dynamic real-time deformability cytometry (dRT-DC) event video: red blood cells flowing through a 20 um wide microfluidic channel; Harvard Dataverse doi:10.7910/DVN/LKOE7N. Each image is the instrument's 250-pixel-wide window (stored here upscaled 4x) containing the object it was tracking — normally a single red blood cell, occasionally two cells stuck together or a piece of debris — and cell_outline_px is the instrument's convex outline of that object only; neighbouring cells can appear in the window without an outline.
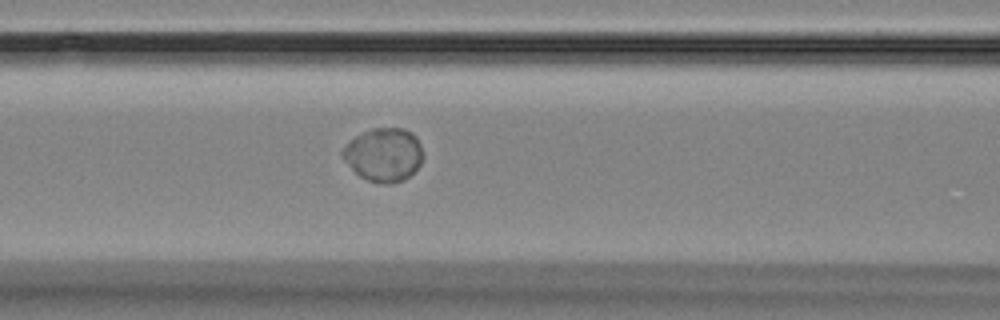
{"species": "Egyptian fruit bat (a non-hibernating species)", "species_latin": "Rousettus aegyptiacus", "temperature_condition": "room temperature", "stored_images_in_passage": 8, "camera_frame_rate_fps": 3000, "um_per_image_px": 0.085, "animal": {"sex": "female"}, "frame": {"image": 1, "passage_image": 8, "time_ms": 8.333, "image_size_px": [1000, 320], "cell_outline_px": [[424, 156], [420, 164], [404, 180], [388, 184], [380, 184], [368, 180], [360, 176], [344, 160], [340, 152], [356, 136], [372, 128], [404, 128], [412, 132], [416, 136], [424, 152]], "centroid_in_image_um": [32.65, 13.14], "position_along_channel_um": 133.9, "area_um2": 24.97}}